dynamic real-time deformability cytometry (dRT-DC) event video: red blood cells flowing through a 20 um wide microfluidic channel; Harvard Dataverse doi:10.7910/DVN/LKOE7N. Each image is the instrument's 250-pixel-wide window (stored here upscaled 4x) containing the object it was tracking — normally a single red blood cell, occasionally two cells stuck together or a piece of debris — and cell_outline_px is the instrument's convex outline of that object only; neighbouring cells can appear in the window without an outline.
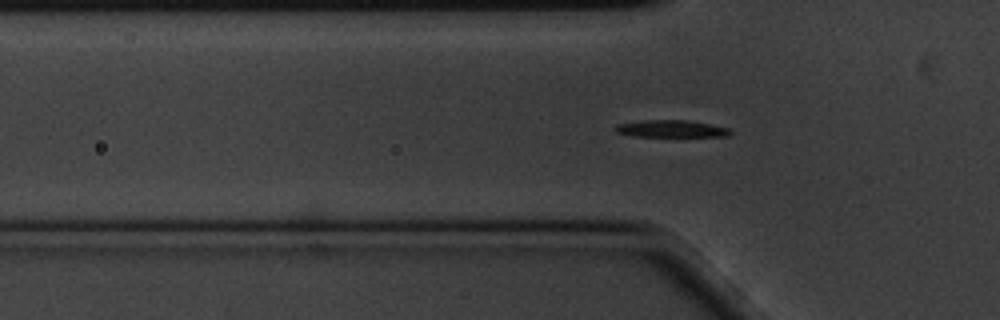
{"species": "common noctule bat (a hibernating species)", "species_latin": "Nyctalus noctula", "temperature_condition": "cold", "stored_images_in_passage": 49, "camera_frame_rate_fps": 3000, "um_per_image_px": 0.085, "animal": {"sex": "male", "body_mass_g": 20.1, "forearm_length_mm": 53.5}, "frame": {"image": 1, "passage_image": 7, "time_ms": 2.0, "image_size_px": [1000, 320], "cell_outline_px": [[732, 132], [728, 136], [632, 136], [616, 132], [612, 128], [616, 124], [644, 120], [688, 120], [732, 128]], "centroid_in_image_um": [57.04, 10.94], "position_along_channel_um": 68.8, "area_um2": 11.56}}
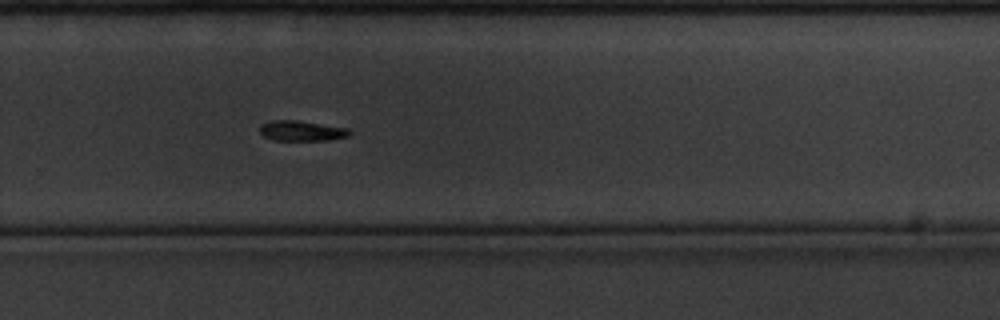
{"frame": {"image": 2, "passage_image": 28, "time_ms": 9.0, "image_size_px": [1000, 320], "cell_outline_px": [[352, 132], [348, 136], [328, 140], [272, 140], [264, 136], [260, 132], [260, 124], [272, 120], [296, 120], [348, 128]], "centroid_in_image_um": [25.62, 11.11], "position_along_channel_um": 304.2, "area_um2": 10.58}}
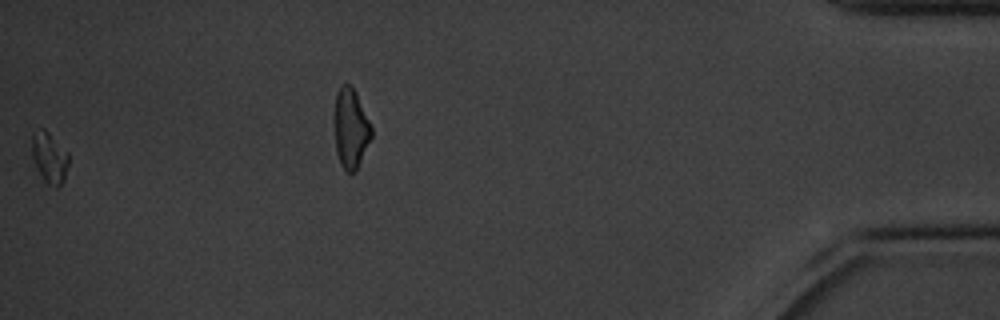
{"frame": {"image": 3, "passage_image": 48, "time_ms": 15.667, "image_size_px": [1000, 320], "cell_outline_px": [[68, 164], [64, 180], [56, 188], [48, 184], [44, 180], [36, 168], [32, 156], [32, 132], [40, 128], [44, 128], [68, 152]], "centroid_in_image_um": [4.19, 13.38], "position_along_channel_um": 431.0, "area_um2": 10.87}, "authors_computed_cell_mechanics": {"area_um2": 11.271, "velocity_mm_per_s": 3.3614, "shape_relaxation_time_tau1_ms": 1.9441, "shape_relaxation_time_tau2_ms": null, "deformation_change_tau1": 0.122, "deformation_change_tau2": null}}